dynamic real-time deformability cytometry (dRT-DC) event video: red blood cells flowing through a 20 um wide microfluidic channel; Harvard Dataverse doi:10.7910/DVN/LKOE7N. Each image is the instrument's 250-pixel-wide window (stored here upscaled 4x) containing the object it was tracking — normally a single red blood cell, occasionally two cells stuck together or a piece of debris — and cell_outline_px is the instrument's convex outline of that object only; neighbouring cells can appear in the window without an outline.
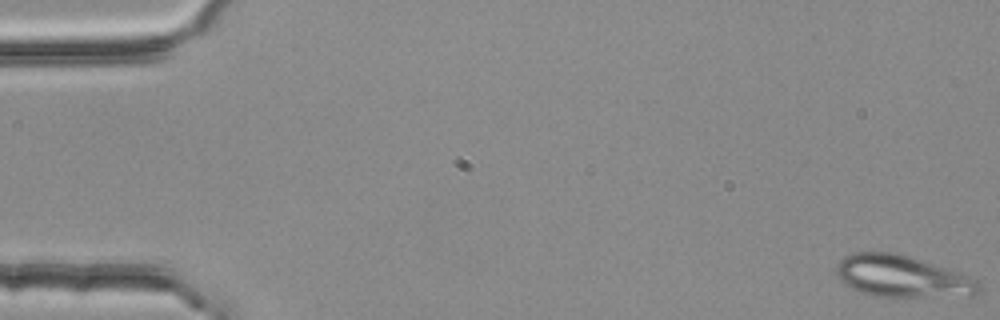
{"species": "common noctule bat (a hibernating species)", "species_latin": "Nyctalus noctula", "temperature_condition": "room temperature", "stored_images_in_passage": 4, "camera_frame_rate_fps": 3000, "um_per_image_px": 0.085, "animal": {"sex": "female", "body_mass_g": 25.1}, "frame": {"image": 1, "passage_image": 1, "time_ms": 0.0, "image_size_px": [1000, 320], "cell_outline_px": [[980, 292], [976, 296], [872, 296], [860, 292], [852, 288], [840, 280], [836, 272], [836, 264], [844, 256], [852, 252], [896, 252], [960, 272], [976, 280], [980, 284]], "centroid_in_image_um": [76.68, 23.49], "position_along_channel_um": 8.3, "area_um2": 34.74}}
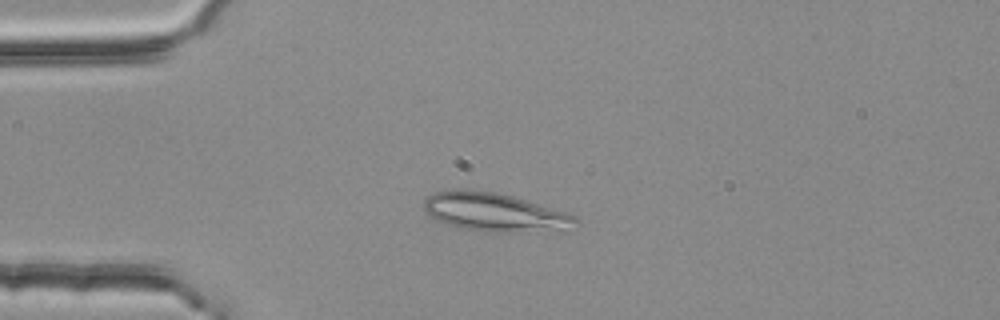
{"frame": {"image": 2, "passage_image": 4, "time_ms": 1.0, "image_size_px": [1000, 320], "cell_outline_px": [[580, 224], [568, 232], [492, 232], [464, 228], [448, 224], [432, 216], [424, 208], [424, 200], [428, 196], [436, 192], [496, 192], [512, 196], [568, 212], [576, 216], [580, 220]], "centroid_in_image_um": [42.29, 18.11], "position_along_channel_um": 42.7, "area_um2": 33.7}}